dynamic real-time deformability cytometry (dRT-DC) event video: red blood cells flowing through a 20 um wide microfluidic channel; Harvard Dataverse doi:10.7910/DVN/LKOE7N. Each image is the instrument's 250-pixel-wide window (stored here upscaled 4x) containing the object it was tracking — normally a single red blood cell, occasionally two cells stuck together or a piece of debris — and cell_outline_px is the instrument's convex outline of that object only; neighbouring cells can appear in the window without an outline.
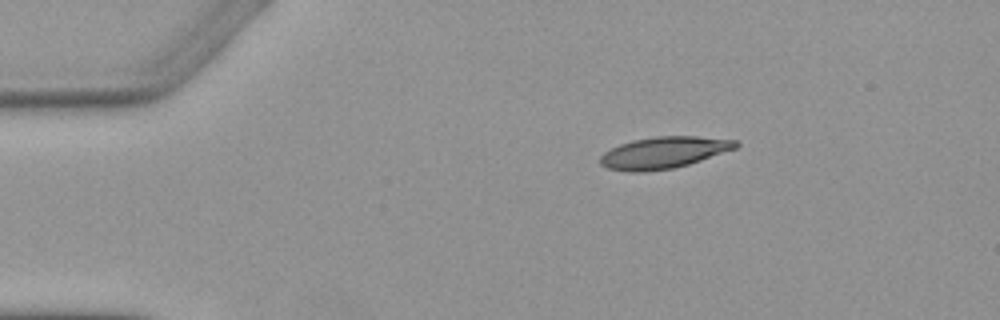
{"species": "Egyptian fruit bat (a non-hibernating species)", "species_latin": "Rousettus aegyptiacus", "temperature_condition": "warm", "stored_images_in_passage": 3, "camera_frame_rate_fps": 3000, "um_per_image_px": 0.085, "animal": {"sex": "female"}, "frame": {"image": 1, "passage_image": 1, "time_ms": 0.0, "image_size_px": [1000, 320], "cell_outline_px": [[740, 144], [736, 148], [676, 168], [644, 172], [628, 172], [608, 168], [600, 164], [600, 156], [604, 152], [620, 144], [632, 140], [656, 136], [696, 136], [736, 140]], "centroid_in_image_um": [56.39, 12.97], "position_along_channel_um": 28.6, "area_um2": 24.97}}
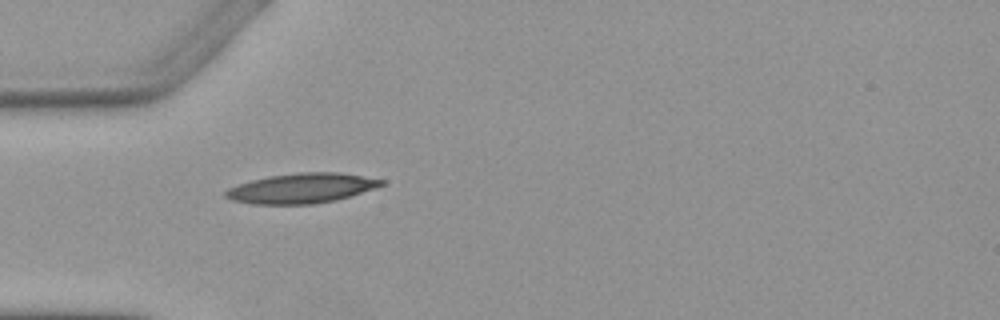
{"frame": {"image": 2, "passage_image": 3, "time_ms": 2.333, "image_size_px": [1000, 320], "cell_outline_px": [[384, 184], [376, 188], [336, 200], [312, 204], [252, 204], [232, 200], [224, 196], [224, 192], [228, 188], [252, 180], [268, 176], [300, 172], [340, 172], [384, 180]], "centroid_in_image_um": [25.63, 16.0], "position_along_channel_um": 59.4, "area_um2": 27.05}}